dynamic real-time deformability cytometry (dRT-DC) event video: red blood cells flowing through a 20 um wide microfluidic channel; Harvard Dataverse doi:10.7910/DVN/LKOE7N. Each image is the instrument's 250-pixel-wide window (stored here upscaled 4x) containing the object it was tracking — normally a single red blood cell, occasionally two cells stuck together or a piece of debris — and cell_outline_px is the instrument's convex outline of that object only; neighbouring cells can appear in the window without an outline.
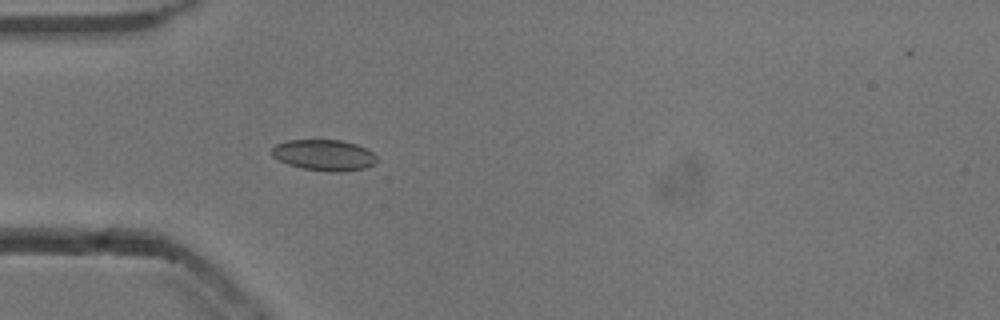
{"species": "common noctule bat (a hibernating species)", "species_latin": "Nyctalus noctula", "temperature_condition": "cold", "stored_images_in_passage": 37, "camera_frame_rate_fps": 3000, "um_per_image_px": 0.085, "animal": {"sex": "male", "body_mass_g": 13.3}, "frame": {"image": 1, "passage_image": 6, "time_ms": 1.667, "image_size_px": [1000, 320], "cell_outline_px": [[376, 160], [372, 164], [364, 168], [340, 172], [332, 172], [300, 168], [288, 164], [272, 156], [272, 148], [276, 144], [288, 140], [340, 140], [356, 144], [372, 152], [376, 156]], "centroid_in_image_um": [27.52, 13.18], "position_along_channel_um": 57.5, "area_um2": 18.79}}
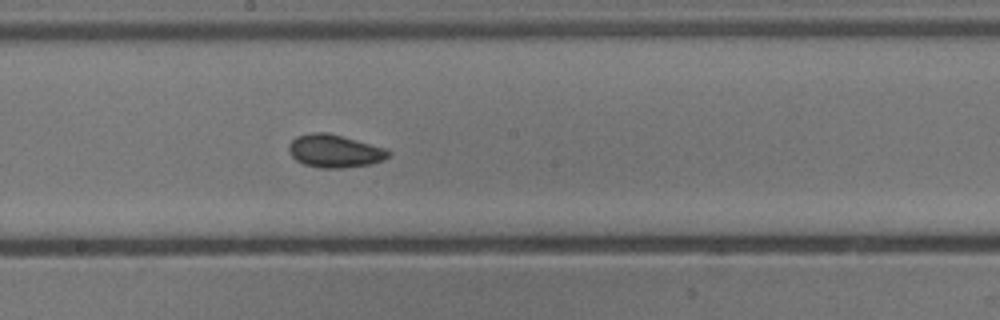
{"frame": {"image": 2, "passage_image": 19, "time_ms": 6.0, "image_size_px": [1000, 320], "cell_outline_px": [[392, 152], [384, 160], [372, 164], [340, 168], [320, 168], [304, 164], [296, 160], [288, 152], [288, 144], [296, 136], [316, 132], [328, 132], [384, 148]], "centroid_in_image_um": [28.42, 12.84], "position_along_channel_um": 219.8, "area_um2": 19.07}}
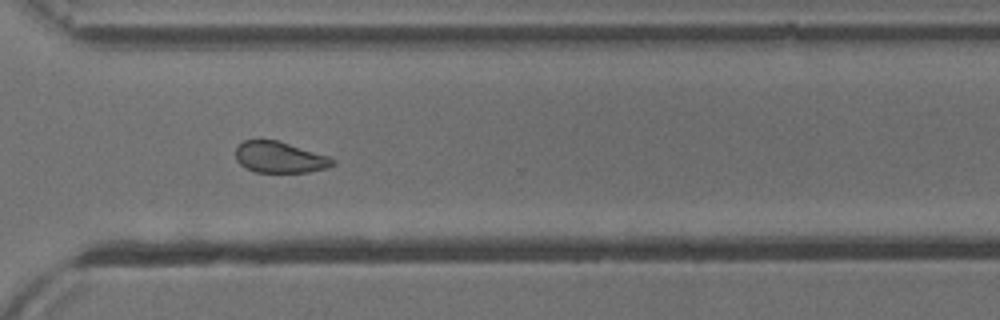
{"frame": {"image": 3, "passage_image": 29, "time_ms": 9.333, "image_size_px": [1000, 320], "cell_outline_px": [[336, 164], [328, 168], [308, 172], [256, 172], [240, 164], [236, 160], [236, 148], [244, 140], [276, 140], [328, 156], [336, 160]], "centroid_in_image_um": [23.8, 13.38], "position_along_channel_um": 346.8, "area_um2": 17.46}, "authors_computed_cell_mechanics": {"area_um2": 18.496, "velocity_mm_per_s": 3.83, "shape_relaxation_time_tau1_ms": null, "shape_relaxation_time_tau2_ms": 5.1198, "deformation_change_tau1": null, "deformation_change_tau2": 0.0899}}